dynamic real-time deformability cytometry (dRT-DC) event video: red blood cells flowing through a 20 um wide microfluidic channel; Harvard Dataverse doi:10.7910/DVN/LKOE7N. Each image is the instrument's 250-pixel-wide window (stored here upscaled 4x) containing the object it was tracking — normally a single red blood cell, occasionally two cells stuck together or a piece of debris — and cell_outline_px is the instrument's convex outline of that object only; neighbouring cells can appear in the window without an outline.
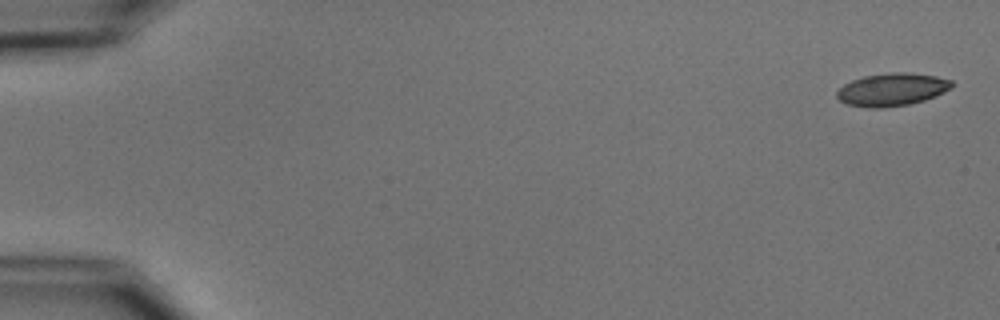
{"species": "common noctule bat (a hibernating species)", "species_latin": "Nyctalus noctula", "temperature_condition": "cold", "stored_images_in_passage": 5, "camera_frame_rate_fps": 3000, "um_per_image_px": 0.085, "animal": {"sex": "male", "body_mass_g": 15.6}, "frame": {"image": 1, "passage_image": 1, "time_ms": 0.0, "image_size_px": [1000, 320], "cell_outline_px": [[956, 84], [952, 88], [936, 96], [924, 100], [908, 104], [880, 108], [868, 108], [848, 104], [840, 100], [836, 96], [836, 92], [844, 84], [852, 80], [864, 76], [888, 72], [908, 72], [936, 76], [952, 80]], "centroid_in_image_um": [75.85, 7.6], "position_along_channel_um": 9.1, "area_um2": 22.08}}
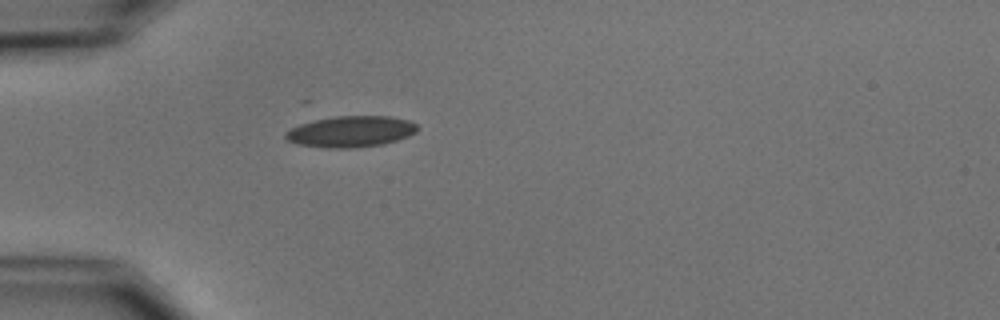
{"frame": {"image": 2, "passage_image": 5, "time_ms": 5.0, "image_size_px": [1000, 320], "cell_outline_px": [[420, 128], [416, 132], [408, 136], [384, 144], [356, 148], [324, 148], [296, 144], [288, 140], [284, 136], [284, 132], [300, 124], [316, 120], [336, 116], [392, 116], [408, 120], [416, 124]], "centroid_in_image_um": [29.83, 11.19], "position_along_channel_um": 55.2, "area_um2": 24.04}}